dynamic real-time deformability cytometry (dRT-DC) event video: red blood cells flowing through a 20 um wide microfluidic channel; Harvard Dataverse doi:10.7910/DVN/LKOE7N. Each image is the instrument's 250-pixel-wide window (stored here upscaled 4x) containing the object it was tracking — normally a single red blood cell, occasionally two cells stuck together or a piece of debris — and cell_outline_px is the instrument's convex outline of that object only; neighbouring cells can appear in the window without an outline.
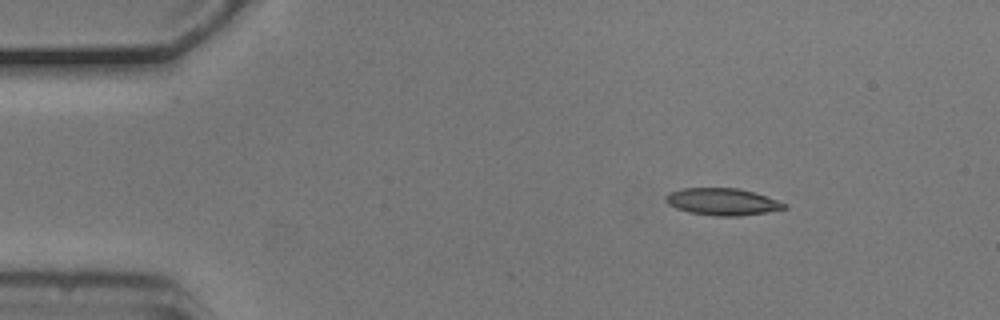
{"species": "common noctule bat (a hibernating species)", "species_latin": "Nyctalus noctula", "temperature_condition": "cold", "stored_images_in_passage": 3, "camera_frame_rate_fps": 3000, "um_per_image_px": 0.085, "animal": {"sex": "male", "body_mass_g": 20.5, "forearm_length_mm": 52.5}, "frame": {"image": 1, "passage_image": 1, "time_ms": 0.0, "image_size_px": [1000, 320], "cell_outline_px": [[788, 208], [768, 212], [740, 216], [716, 216], [688, 212], [676, 208], [668, 204], [664, 200], [664, 196], [668, 192], [684, 188], [736, 188], [752, 192], [788, 204]], "centroid_in_image_um": [61.37, 17.15], "position_along_channel_um": 23.6, "area_um2": 18.67}}
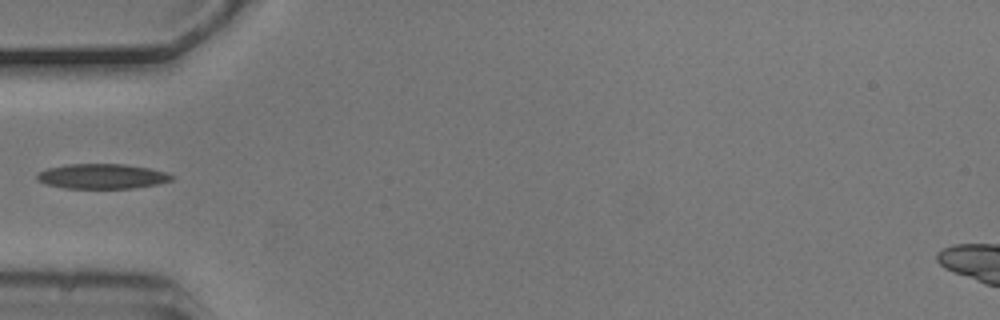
{"frame": {"image": 2, "passage_image": 3, "time_ms": 0.667, "image_size_px": [1000, 320], "cell_outline_px": [[176, 176], [172, 180], [156, 184], [136, 188], [64, 188], [44, 184], [36, 180], [36, 176], [40, 172], [48, 168], [68, 164], [124, 164], [148, 168], [168, 172]], "centroid_in_image_um": [8.69, 14.99], "position_along_channel_um": 76.3, "area_um2": 19.65}}